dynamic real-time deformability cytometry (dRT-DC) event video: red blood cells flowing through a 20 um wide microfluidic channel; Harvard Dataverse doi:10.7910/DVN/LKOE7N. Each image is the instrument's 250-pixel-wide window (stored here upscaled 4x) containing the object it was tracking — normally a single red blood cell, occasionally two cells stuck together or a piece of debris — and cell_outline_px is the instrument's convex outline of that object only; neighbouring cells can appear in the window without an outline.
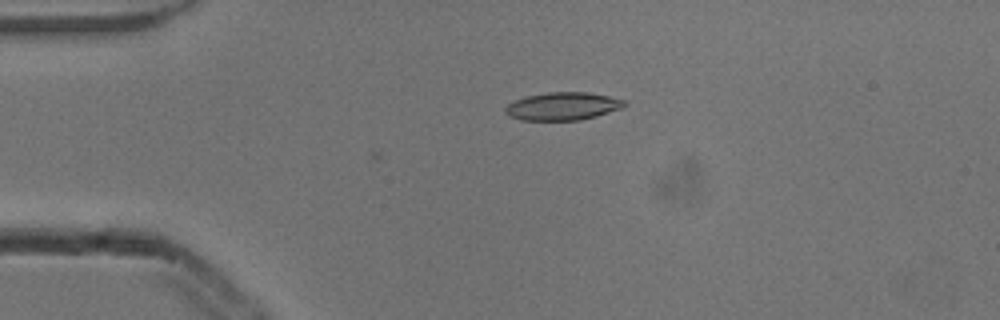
{"species": "common noctule bat (a hibernating species)", "species_latin": "Nyctalus noctula", "temperature_condition": "cold", "stored_images_in_passage": 3, "camera_frame_rate_fps": 3000, "um_per_image_px": 0.085, "animal": {"sex": "male", "body_mass_g": 13.3}, "frame": {"image": 1, "passage_image": 3, "time_ms": 0.667, "image_size_px": [1000, 320], "cell_outline_px": [[628, 104], [620, 108], [596, 116], [580, 120], [520, 120], [504, 112], [504, 108], [508, 104], [516, 100], [528, 96], [548, 92], [588, 92], [628, 100]], "centroid_in_image_um": [47.86, 9.02], "position_along_channel_um": 37.1, "area_um2": 19.25}}